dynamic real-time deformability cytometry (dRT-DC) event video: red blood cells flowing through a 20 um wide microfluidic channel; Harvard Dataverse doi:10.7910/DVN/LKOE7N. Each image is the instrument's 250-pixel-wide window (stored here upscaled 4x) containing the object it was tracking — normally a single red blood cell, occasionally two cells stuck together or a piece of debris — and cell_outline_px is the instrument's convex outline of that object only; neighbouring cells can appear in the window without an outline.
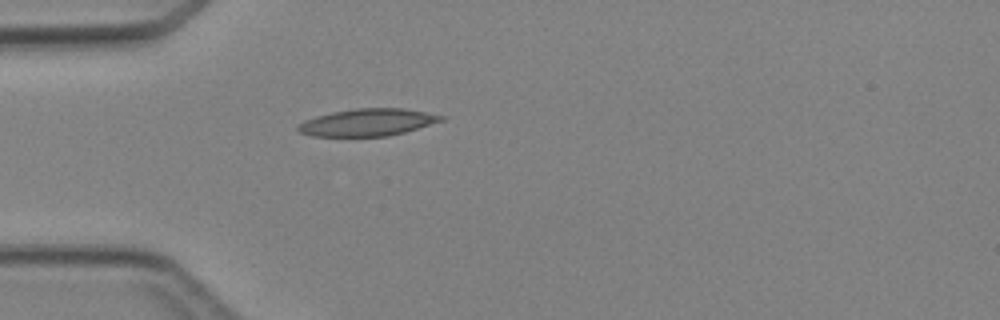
{"species": "Egyptian fruit bat (a non-hibernating species)", "species_latin": "Rousettus aegyptiacus", "temperature_condition": "cold", "stored_images_in_passage": 1, "camera_frame_rate_fps": 3000, "um_per_image_px": 0.085, "animal": {"sex": "female"}, "frame": {"image": 1, "passage_image": 1, "time_ms": 0.0, "image_size_px": [1000, 320], "cell_outline_px": [[444, 120], [404, 132], [388, 136], [312, 136], [300, 132], [296, 128], [304, 120], [316, 116], [332, 112], [356, 108], [404, 108], [444, 116]], "centroid_in_image_um": [31.22, 10.4], "position_along_channel_um": 53.8, "area_um2": 22.48}}